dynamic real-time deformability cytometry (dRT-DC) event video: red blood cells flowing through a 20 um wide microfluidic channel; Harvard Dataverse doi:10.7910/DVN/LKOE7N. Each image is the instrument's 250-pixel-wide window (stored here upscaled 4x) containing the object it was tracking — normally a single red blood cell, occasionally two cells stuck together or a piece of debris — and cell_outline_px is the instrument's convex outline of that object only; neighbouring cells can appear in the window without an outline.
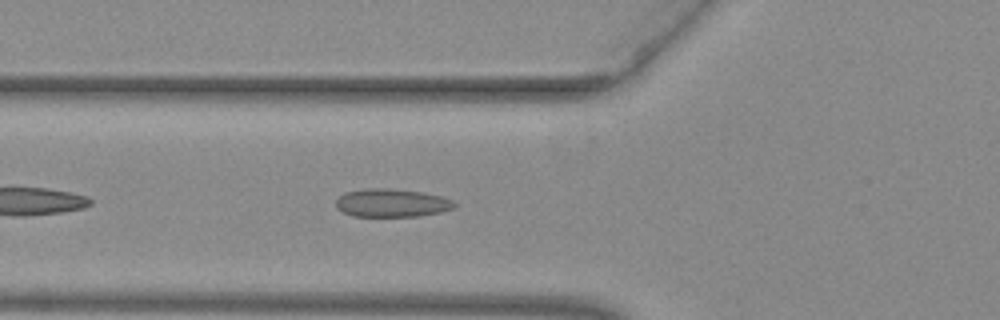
{"species": "common noctule bat (a hibernating species)", "species_latin": "Nyctalus noctula", "temperature_condition": "warm", "stored_images_in_passage": 35, "camera_frame_rate_fps": 3000, "um_per_image_px": 0.085, "animal": {"sex": "female", "body_mass_g": 29.2, "forearm_length_mm": 56.3}, "frame": {"image": 1, "passage_image": 5, "time_ms": 1.333, "image_size_px": [1000, 320], "cell_outline_px": [[456, 204], [452, 208], [440, 212], [420, 216], [352, 216], [336, 208], [336, 200], [344, 192], [364, 188], [388, 188], [424, 192], [440, 196], [452, 200]], "centroid_in_image_um": [33.27, 17.24], "position_along_channel_um": 92.5, "area_um2": 19.48}}
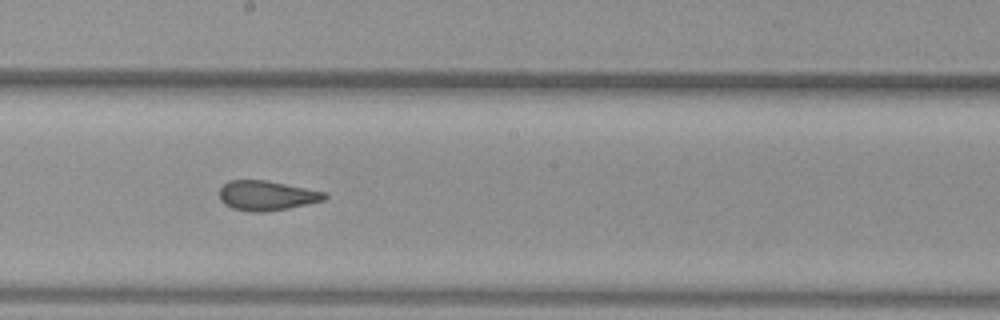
{"frame": {"image": 2, "passage_image": 15, "time_ms": 4.667, "image_size_px": [1000, 320], "cell_outline_px": [[328, 196], [324, 200], [288, 208], [260, 212], [248, 212], [232, 208], [224, 204], [220, 200], [220, 188], [228, 180], [264, 180], [324, 192]], "centroid_in_image_um": [22.61, 16.63], "position_along_channel_um": 225.6, "area_um2": 17.98}}
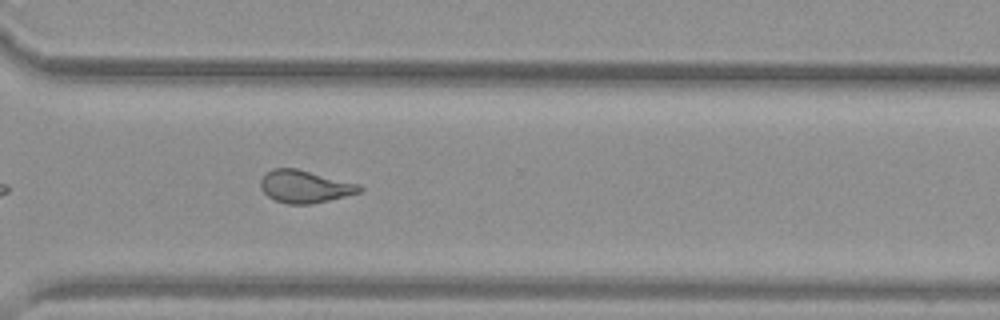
{"frame": {"image": 3, "passage_image": 24, "time_ms": 7.667, "image_size_px": [1000, 320], "cell_outline_px": [[364, 188], [360, 192], [312, 204], [288, 204], [276, 200], [268, 196], [260, 188], [260, 180], [272, 168], [296, 168], [360, 184]], "centroid_in_image_um": [25.91, 15.85], "position_along_channel_um": 344.7, "area_um2": 18.61}, "authors_computed_cell_mechanics": {"area_um2": 18.785, "velocity_mm_per_s": 3.9765, "shape_relaxation_time_tau1_ms": null, "shape_relaxation_time_tau2_ms": 0.947, "deformation_change_tau1": null, "deformation_change_tau2": 0.0843}}